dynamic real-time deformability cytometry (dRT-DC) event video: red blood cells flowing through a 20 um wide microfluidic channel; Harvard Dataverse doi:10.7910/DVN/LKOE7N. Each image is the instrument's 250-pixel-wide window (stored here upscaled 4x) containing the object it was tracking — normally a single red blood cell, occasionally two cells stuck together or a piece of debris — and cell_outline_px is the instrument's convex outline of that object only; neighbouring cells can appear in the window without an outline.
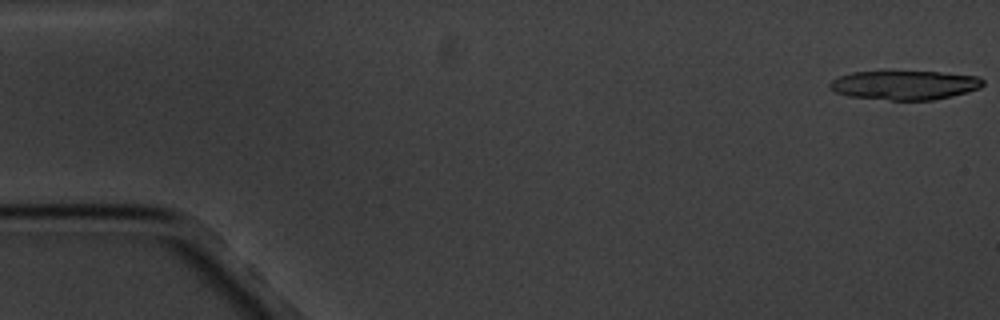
{"species": "common noctule bat (a hibernating species)", "species_latin": "Nyctalus noctula", "temperature_condition": "cold", "stored_images_in_passage": 5, "camera_frame_rate_fps": 3000, "um_per_image_px": 0.085, "animal": {"sex": "male", "body_mass_g": 20.1, "forearm_length_mm": 53.5}, "frame": {"image": 1, "passage_image": 1, "time_ms": 0.0, "image_size_px": [1000, 320], "cell_outline_px": [[984, 84], [980, 88], [968, 92], [952, 96], [932, 100], [892, 100], [848, 96], [836, 92], [828, 84], [832, 80], [840, 76], [852, 72], [940, 72], [980, 76], [984, 80]], "centroid_in_image_um": [76.95, 7.23], "position_along_channel_um": 8.0, "area_um2": 25.89}}